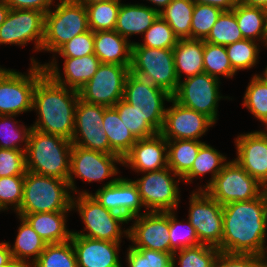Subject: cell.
Instances as JSON below:
<instances>
[{
    "instance_id": "cell-33",
    "label": "cell",
    "mask_w": 267,
    "mask_h": 267,
    "mask_svg": "<svg viewBox=\"0 0 267 267\" xmlns=\"http://www.w3.org/2000/svg\"><path fill=\"white\" fill-rule=\"evenodd\" d=\"M204 143L199 140H167V166L183 178L190 171Z\"/></svg>"
},
{
    "instance_id": "cell-20",
    "label": "cell",
    "mask_w": 267,
    "mask_h": 267,
    "mask_svg": "<svg viewBox=\"0 0 267 267\" xmlns=\"http://www.w3.org/2000/svg\"><path fill=\"white\" fill-rule=\"evenodd\" d=\"M93 196L104 208L125 217L128 221L143 214L141 208L144 205L138 187L131 179L113 178Z\"/></svg>"
},
{
    "instance_id": "cell-3",
    "label": "cell",
    "mask_w": 267,
    "mask_h": 267,
    "mask_svg": "<svg viewBox=\"0 0 267 267\" xmlns=\"http://www.w3.org/2000/svg\"><path fill=\"white\" fill-rule=\"evenodd\" d=\"M72 142L31 128L25 152L26 171L68 181Z\"/></svg>"
},
{
    "instance_id": "cell-1",
    "label": "cell",
    "mask_w": 267,
    "mask_h": 267,
    "mask_svg": "<svg viewBox=\"0 0 267 267\" xmlns=\"http://www.w3.org/2000/svg\"><path fill=\"white\" fill-rule=\"evenodd\" d=\"M267 189L257 198L223 206L221 252L267 254ZM266 246V247H265Z\"/></svg>"
},
{
    "instance_id": "cell-32",
    "label": "cell",
    "mask_w": 267,
    "mask_h": 267,
    "mask_svg": "<svg viewBox=\"0 0 267 267\" xmlns=\"http://www.w3.org/2000/svg\"><path fill=\"white\" fill-rule=\"evenodd\" d=\"M207 143H204L194 160L190 171L182 178L184 183H191L195 178L211 173V178L204 187L200 186L198 190H204L222 170L227 163V157Z\"/></svg>"
},
{
    "instance_id": "cell-14",
    "label": "cell",
    "mask_w": 267,
    "mask_h": 267,
    "mask_svg": "<svg viewBox=\"0 0 267 267\" xmlns=\"http://www.w3.org/2000/svg\"><path fill=\"white\" fill-rule=\"evenodd\" d=\"M189 199L188 221L195 228L199 242L218 247L223 234V206L205 190H193Z\"/></svg>"
},
{
    "instance_id": "cell-43",
    "label": "cell",
    "mask_w": 267,
    "mask_h": 267,
    "mask_svg": "<svg viewBox=\"0 0 267 267\" xmlns=\"http://www.w3.org/2000/svg\"><path fill=\"white\" fill-rule=\"evenodd\" d=\"M143 38L144 43L133 42L132 46L173 49L179 41L169 24L160 16L146 30Z\"/></svg>"
},
{
    "instance_id": "cell-29",
    "label": "cell",
    "mask_w": 267,
    "mask_h": 267,
    "mask_svg": "<svg viewBox=\"0 0 267 267\" xmlns=\"http://www.w3.org/2000/svg\"><path fill=\"white\" fill-rule=\"evenodd\" d=\"M20 226L13 247L8 242L12 258L30 267L44 251L47 243L32 228L29 222L19 216ZM31 258V259H30Z\"/></svg>"
},
{
    "instance_id": "cell-47",
    "label": "cell",
    "mask_w": 267,
    "mask_h": 267,
    "mask_svg": "<svg viewBox=\"0 0 267 267\" xmlns=\"http://www.w3.org/2000/svg\"><path fill=\"white\" fill-rule=\"evenodd\" d=\"M126 253L127 267H172V255L161 251L129 246Z\"/></svg>"
},
{
    "instance_id": "cell-12",
    "label": "cell",
    "mask_w": 267,
    "mask_h": 267,
    "mask_svg": "<svg viewBox=\"0 0 267 267\" xmlns=\"http://www.w3.org/2000/svg\"><path fill=\"white\" fill-rule=\"evenodd\" d=\"M122 165V158L117 154H107L100 151L86 149L72 145L70 154V174L68 184L72 194L90 193L80 191L75 185V178L86 182H102L105 179L118 175L117 164Z\"/></svg>"
},
{
    "instance_id": "cell-54",
    "label": "cell",
    "mask_w": 267,
    "mask_h": 267,
    "mask_svg": "<svg viewBox=\"0 0 267 267\" xmlns=\"http://www.w3.org/2000/svg\"><path fill=\"white\" fill-rule=\"evenodd\" d=\"M13 260L8 242L0 243V267L9 264Z\"/></svg>"
},
{
    "instance_id": "cell-26",
    "label": "cell",
    "mask_w": 267,
    "mask_h": 267,
    "mask_svg": "<svg viewBox=\"0 0 267 267\" xmlns=\"http://www.w3.org/2000/svg\"><path fill=\"white\" fill-rule=\"evenodd\" d=\"M158 16L155 7L121 3L115 31L127 40L135 34L143 35Z\"/></svg>"
},
{
    "instance_id": "cell-8",
    "label": "cell",
    "mask_w": 267,
    "mask_h": 267,
    "mask_svg": "<svg viewBox=\"0 0 267 267\" xmlns=\"http://www.w3.org/2000/svg\"><path fill=\"white\" fill-rule=\"evenodd\" d=\"M130 72L148 80L172 96L179 86L173 49L131 46Z\"/></svg>"
},
{
    "instance_id": "cell-11",
    "label": "cell",
    "mask_w": 267,
    "mask_h": 267,
    "mask_svg": "<svg viewBox=\"0 0 267 267\" xmlns=\"http://www.w3.org/2000/svg\"><path fill=\"white\" fill-rule=\"evenodd\" d=\"M144 174L133 182L138 187L146 212L177 210L181 196L177 184L182 178L177 176L169 167L159 171L145 172ZM176 177H178V180H175Z\"/></svg>"
},
{
    "instance_id": "cell-35",
    "label": "cell",
    "mask_w": 267,
    "mask_h": 267,
    "mask_svg": "<svg viewBox=\"0 0 267 267\" xmlns=\"http://www.w3.org/2000/svg\"><path fill=\"white\" fill-rule=\"evenodd\" d=\"M120 2L121 0H109L85 6L89 29L93 32L115 30Z\"/></svg>"
},
{
    "instance_id": "cell-41",
    "label": "cell",
    "mask_w": 267,
    "mask_h": 267,
    "mask_svg": "<svg viewBox=\"0 0 267 267\" xmlns=\"http://www.w3.org/2000/svg\"><path fill=\"white\" fill-rule=\"evenodd\" d=\"M204 72L220 79V75L227 79L237 73L228 58L225 46L204 42L203 54Z\"/></svg>"
},
{
    "instance_id": "cell-50",
    "label": "cell",
    "mask_w": 267,
    "mask_h": 267,
    "mask_svg": "<svg viewBox=\"0 0 267 267\" xmlns=\"http://www.w3.org/2000/svg\"><path fill=\"white\" fill-rule=\"evenodd\" d=\"M25 151L0 148V177L25 175Z\"/></svg>"
},
{
    "instance_id": "cell-51",
    "label": "cell",
    "mask_w": 267,
    "mask_h": 267,
    "mask_svg": "<svg viewBox=\"0 0 267 267\" xmlns=\"http://www.w3.org/2000/svg\"><path fill=\"white\" fill-rule=\"evenodd\" d=\"M262 257L254 254L219 252L213 267H260Z\"/></svg>"
},
{
    "instance_id": "cell-7",
    "label": "cell",
    "mask_w": 267,
    "mask_h": 267,
    "mask_svg": "<svg viewBox=\"0 0 267 267\" xmlns=\"http://www.w3.org/2000/svg\"><path fill=\"white\" fill-rule=\"evenodd\" d=\"M88 30L85 6L75 0H59L56 8L45 14L41 51L55 54L66 42Z\"/></svg>"
},
{
    "instance_id": "cell-49",
    "label": "cell",
    "mask_w": 267,
    "mask_h": 267,
    "mask_svg": "<svg viewBox=\"0 0 267 267\" xmlns=\"http://www.w3.org/2000/svg\"><path fill=\"white\" fill-rule=\"evenodd\" d=\"M56 53L63 58H76L94 54V32L89 29L82 34L76 35L62 45L54 55Z\"/></svg>"
},
{
    "instance_id": "cell-16",
    "label": "cell",
    "mask_w": 267,
    "mask_h": 267,
    "mask_svg": "<svg viewBox=\"0 0 267 267\" xmlns=\"http://www.w3.org/2000/svg\"><path fill=\"white\" fill-rule=\"evenodd\" d=\"M45 14L33 9H10L0 25V44L25 46L34 42V51H41L44 40Z\"/></svg>"
},
{
    "instance_id": "cell-55",
    "label": "cell",
    "mask_w": 267,
    "mask_h": 267,
    "mask_svg": "<svg viewBox=\"0 0 267 267\" xmlns=\"http://www.w3.org/2000/svg\"><path fill=\"white\" fill-rule=\"evenodd\" d=\"M9 11L10 8L6 2L4 0H0V25L5 21Z\"/></svg>"
},
{
    "instance_id": "cell-48",
    "label": "cell",
    "mask_w": 267,
    "mask_h": 267,
    "mask_svg": "<svg viewBox=\"0 0 267 267\" xmlns=\"http://www.w3.org/2000/svg\"><path fill=\"white\" fill-rule=\"evenodd\" d=\"M24 175L0 177V211H17L23 200ZM9 206V208H8Z\"/></svg>"
},
{
    "instance_id": "cell-23",
    "label": "cell",
    "mask_w": 267,
    "mask_h": 267,
    "mask_svg": "<svg viewBox=\"0 0 267 267\" xmlns=\"http://www.w3.org/2000/svg\"><path fill=\"white\" fill-rule=\"evenodd\" d=\"M43 64L45 73L57 84L79 91L96 73L101 62L95 54L76 58H64L62 78L57 59Z\"/></svg>"
},
{
    "instance_id": "cell-36",
    "label": "cell",
    "mask_w": 267,
    "mask_h": 267,
    "mask_svg": "<svg viewBox=\"0 0 267 267\" xmlns=\"http://www.w3.org/2000/svg\"><path fill=\"white\" fill-rule=\"evenodd\" d=\"M242 106L264 123L267 129V80L261 74H254L248 83Z\"/></svg>"
},
{
    "instance_id": "cell-40",
    "label": "cell",
    "mask_w": 267,
    "mask_h": 267,
    "mask_svg": "<svg viewBox=\"0 0 267 267\" xmlns=\"http://www.w3.org/2000/svg\"><path fill=\"white\" fill-rule=\"evenodd\" d=\"M243 39L236 16L231 10L220 14L204 42L227 46Z\"/></svg>"
},
{
    "instance_id": "cell-22",
    "label": "cell",
    "mask_w": 267,
    "mask_h": 267,
    "mask_svg": "<svg viewBox=\"0 0 267 267\" xmlns=\"http://www.w3.org/2000/svg\"><path fill=\"white\" fill-rule=\"evenodd\" d=\"M122 165L142 174L168 167L167 140L160 133L150 138L137 139L122 158Z\"/></svg>"
},
{
    "instance_id": "cell-13",
    "label": "cell",
    "mask_w": 267,
    "mask_h": 267,
    "mask_svg": "<svg viewBox=\"0 0 267 267\" xmlns=\"http://www.w3.org/2000/svg\"><path fill=\"white\" fill-rule=\"evenodd\" d=\"M220 83V79L202 72L179 81L172 98L186 108L205 114L216 123L218 102L223 98L219 91Z\"/></svg>"
},
{
    "instance_id": "cell-30",
    "label": "cell",
    "mask_w": 267,
    "mask_h": 267,
    "mask_svg": "<svg viewBox=\"0 0 267 267\" xmlns=\"http://www.w3.org/2000/svg\"><path fill=\"white\" fill-rule=\"evenodd\" d=\"M244 39L261 42L267 47V20L265 8L239 3L233 10Z\"/></svg>"
},
{
    "instance_id": "cell-56",
    "label": "cell",
    "mask_w": 267,
    "mask_h": 267,
    "mask_svg": "<svg viewBox=\"0 0 267 267\" xmlns=\"http://www.w3.org/2000/svg\"><path fill=\"white\" fill-rule=\"evenodd\" d=\"M240 2L249 6L267 8V0H240Z\"/></svg>"
},
{
    "instance_id": "cell-18",
    "label": "cell",
    "mask_w": 267,
    "mask_h": 267,
    "mask_svg": "<svg viewBox=\"0 0 267 267\" xmlns=\"http://www.w3.org/2000/svg\"><path fill=\"white\" fill-rule=\"evenodd\" d=\"M167 107L160 134L166 140H199L215 123L205 114L186 108L173 98Z\"/></svg>"
},
{
    "instance_id": "cell-28",
    "label": "cell",
    "mask_w": 267,
    "mask_h": 267,
    "mask_svg": "<svg viewBox=\"0 0 267 267\" xmlns=\"http://www.w3.org/2000/svg\"><path fill=\"white\" fill-rule=\"evenodd\" d=\"M173 53L175 71L179 81L182 80V73L186 75L185 78H188L204 72V40L179 39L173 48Z\"/></svg>"
},
{
    "instance_id": "cell-46",
    "label": "cell",
    "mask_w": 267,
    "mask_h": 267,
    "mask_svg": "<svg viewBox=\"0 0 267 267\" xmlns=\"http://www.w3.org/2000/svg\"><path fill=\"white\" fill-rule=\"evenodd\" d=\"M222 12L223 10L215 6L194 4L191 22V39L204 40Z\"/></svg>"
},
{
    "instance_id": "cell-58",
    "label": "cell",
    "mask_w": 267,
    "mask_h": 267,
    "mask_svg": "<svg viewBox=\"0 0 267 267\" xmlns=\"http://www.w3.org/2000/svg\"><path fill=\"white\" fill-rule=\"evenodd\" d=\"M78 3H81L84 6L90 5L92 3H96V2H105V1H109V0H75Z\"/></svg>"
},
{
    "instance_id": "cell-21",
    "label": "cell",
    "mask_w": 267,
    "mask_h": 267,
    "mask_svg": "<svg viewBox=\"0 0 267 267\" xmlns=\"http://www.w3.org/2000/svg\"><path fill=\"white\" fill-rule=\"evenodd\" d=\"M235 139L234 160L267 189V129L240 134Z\"/></svg>"
},
{
    "instance_id": "cell-37",
    "label": "cell",
    "mask_w": 267,
    "mask_h": 267,
    "mask_svg": "<svg viewBox=\"0 0 267 267\" xmlns=\"http://www.w3.org/2000/svg\"><path fill=\"white\" fill-rule=\"evenodd\" d=\"M30 267H77V258L71 240L47 244Z\"/></svg>"
},
{
    "instance_id": "cell-57",
    "label": "cell",
    "mask_w": 267,
    "mask_h": 267,
    "mask_svg": "<svg viewBox=\"0 0 267 267\" xmlns=\"http://www.w3.org/2000/svg\"><path fill=\"white\" fill-rule=\"evenodd\" d=\"M150 3L155 4V9L158 11V13L161 12V10H163L164 8H166L168 6V4L172 1V0H148ZM162 8V9H161Z\"/></svg>"
},
{
    "instance_id": "cell-53",
    "label": "cell",
    "mask_w": 267,
    "mask_h": 267,
    "mask_svg": "<svg viewBox=\"0 0 267 267\" xmlns=\"http://www.w3.org/2000/svg\"><path fill=\"white\" fill-rule=\"evenodd\" d=\"M195 4H207L220 8L223 11L233 10L240 0H192Z\"/></svg>"
},
{
    "instance_id": "cell-42",
    "label": "cell",
    "mask_w": 267,
    "mask_h": 267,
    "mask_svg": "<svg viewBox=\"0 0 267 267\" xmlns=\"http://www.w3.org/2000/svg\"><path fill=\"white\" fill-rule=\"evenodd\" d=\"M259 43L249 39H243L225 46L228 58L233 69L249 70L258 62L260 52Z\"/></svg>"
},
{
    "instance_id": "cell-24",
    "label": "cell",
    "mask_w": 267,
    "mask_h": 267,
    "mask_svg": "<svg viewBox=\"0 0 267 267\" xmlns=\"http://www.w3.org/2000/svg\"><path fill=\"white\" fill-rule=\"evenodd\" d=\"M77 258V267H123L119 259L121 242L96 240L71 235Z\"/></svg>"
},
{
    "instance_id": "cell-19",
    "label": "cell",
    "mask_w": 267,
    "mask_h": 267,
    "mask_svg": "<svg viewBox=\"0 0 267 267\" xmlns=\"http://www.w3.org/2000/svg\"><path fill=\"white\" fill-rule=\"evenodd\" d=\"M128 239L134 248H146L170 253L169 212H144L133 217Z\"/></svg>"
},
{
    "instance_id": "cell-59",
    "label": "cell",
    "mask_w": 267,
    "mask_h": 267,
    "mask_svg": "<svg viewBox=\"0 0 267 267\" xmlns=\"http://www.w3.org/2000/svg\"><path fill=\"white\" fill-rule=\"evenodd\" d=\"M1 267H26L23 263L18 262L16 260H12L9 264L5 265V266H1Z\"/></svg>"
},
{
    "instance_id": "cell-6",
    "label": "cell",
    "mask_w": 267,
    "mask_h": 267,
    "mask_svg": "<svg viewBox=\"0 0 267 267\" xmlns=\"http://www.w3.org/2000/svg\"><path fill=\"white\" fill-rule=\"evenodd\" d=\"M28 74L0 67V115L32 111L33 93L37 82L46 74L43 64L31 57Z\"/></svg>"
},
{
    "instance_id": "cell-9",
    "label": "cell",
    "mask_w": 267,
    "mask_h": 267,
    "mask_svg": "<svg viewBox=\"0 0 267 267\" xmlns=\"http://www.w3.org/2000/svg\"><path fill=\"white\" fill-rule=\"evenodd\" d=\"M222 206L259 197L266 188L251 177L234 159L228 161L204 189Z\"/></svg>"
},
{
    "instance_id": "cell-4",
    "label": "cell",
    "mask_w": 267,
    "mask_h": 267,
    "mask_svg": "<svg viewBox=\"0 0 267 267\" xmlns=\"http://www.w3.org/2000/svg\"><path fill=\"white\" fill-rule=\"evenodd\" d=\"M68 181L26 171L23 200L16 211L25 214L72 211V197Z\"/></svg>"
},
{
    "instance_id": "cell-61",
    "label": "cell",
    "mask_w": 267,
    "mask_h": 267,
    "mask_svg": "<svg viewBox=\"0 0 267 267\" xmlns=\"http://www.w3.org/2000/svg\"><path fill=\"white\" fill-rule=\"evenodd\" d=\"M261 75L267 80V66Z\"/></svg>"
},
{
    "instance_id": "cell-27",
    "label": "cell",
    "mask_w": 267,
    "mask_h": 267,
    "mask_svg": "<svg viewBox=\"0 0 267 267\" xmlns=\"http://www.w3.org/2000/svg\"><path fill=\"white\" fill-rule=\"evenodd\" d=\"M67 213L69 211L31 213L23 217L47 244H55L71 239L72 231L66 225Z\"/></svg>"
},
{
    "instance_id": "cell-15",
    "label": "cell",
    "mask_w": 267,
    "mask_h": 267,
    "mask_svg": "<svg viewBox=\"0 0 267 267\" xmlns=\"http://www.w3.org/2000/svg\"><path fill=\"white\" fill-rule=\"evenodd\" d=\"M130 66L101 63L93 77L78 91L87 103L114 107L124 95V85Z\"/></svg>"
},
{
    "instance_id": "cell-34",
    "label": "cell",
    "mask_w": 267,
    "mask_h": 267,
    "mask_svg": "<svg viewBox=\"0 0 267 267\" xmlns=\"http://www.w3.org/2000/svg\"><path fill=\"white\" fill-rule=\"evenodd\" d=\"M194 4L192 0H172L159 13V16L169 24L179 39H191Z\"/></svg>"
},
{
    "instance_id": "cell-17",
    "label": "cell",
    "mask_w": 267,
    "mask_h": 267,
    "mask_svg": "<svg viewBox=\"0 0 267 267\" xmlns=\"http://www.w3.org/2000/svg\"><path fill=\"white\" fill-rule=\"evenodd\" d=\"M107 107L87 103L79 98L75 109L72 145L110 154V145L104 126V110Z\"/></svg>"
},
{
    "instance_id": "cell-52",
    "label": "cell",
    "mask_w": 267,
    "mask_h": 267,
    "mask_svg": "<svg viewBox=\"0 0 267 267\" xmlns=\"http://www.w3.org/2000/svg\"><path fill=\"white\" fill-rule=\"evenodd\" d=\"M10 9H33L46 14L54 0H4Z\"/></svg>"
},
{
    "instance_id": "cell-44",
    "label": "cell",
    "mask_w": 267,
    "mask_h": 267,
    "mask_svg": "<svg viewBox=\"0 0 267 267\" xmlns=\"http://www.w3.org/2000/svg\"><path fill=\"white\" fill-rule=\"evenodd\" d=\"M114 108L118 111L119 117L126 128L136 139L150 138L158 134V132L143 119L138 111L124 99H121Z\"/></svg>"
},
{
    "instance_id": "cell-45",
    "label": "cell",
    "mask_w": 267,
    "mask_h": 267,
    "mask_svg": "<svg viewBox=\"0 0 267 267\" xmlns=\"http://www.w3.org/2000/svg\"><path fill=\"white\" fill-rule=\"evenodd\" d=\"M175 211L169 212V237H170V254L182 250L183 248L200 245L195 228L187 220L186 225L178 221ZM184 226V227H183Z\"/></svg>"
},
{
    "instance_id": "cell-39",
    "label": "cell",
    "mask_w": 267,
    "mask_h": 267,
    "mask_svg": "<svg viewBox=\"0 0 267 267\" xmlns=\"http://www.w3.org/2000/svg\"><path fill=\"white\" fill-rule=\"evenodd\" d=\"M14 115H0V148L23 150L26 152L28 137L31 126H23L17 120H14ZM20 143L25 145L21 146Z\"/></svg>"
},
{
    "instance_id": "cell-25",
    "label": "cell",
    "mask_w": 267,
    "mask_h": 267,
    "mask_svg": "<svg viewBox=\"0 0 267 267\" xmlns=\"http://www.w3.org/2000/svg\"><path fill=\"white\" fill-rule=\"evenodd\" d=\"M132 43L115 30L94 32V54L101 63L130 66Z\"/></svg>"
},
{
    "instance_id": "cell-38",
    "label": "cell",
    "mask_w": 267,
    "mask_h": 267,
    "mask_svg": "<svg viewBox=\"0 0 267 267\" xmlns=\"http://www.w3.org/2000/svg\"><path fill=\"white\" fill-rule=\"evenodd\" d=\"M219 252L218 247L207 244L183 248L172 254V267H176L177 260L180 267H213Z\"/></svg>"
},
{
    "instance_id": "cell-31",
    "label": "cell",
    "mask_w": 267,
    "mask_h": 267,
    "mask_svg": "<svg viewBox=\"0 0 267 267\" xmlns=\"http://www.w3.org/2000/svg\"><path fill=\"white\" fill-rule=\"evenodd\" d=\"M103 130L110 145V154H117L123 158L136 143L137 139L126 128L114 107L104 110Z\"/></svg>"
},
{
    "instance_id": "cell-60",
    "label": "cell",
    "mask_w": 267,
    "mask_h": 267,
    "mask_svg": "<svg viewBox=\"0 0 267 267\" xmlns=\"http://www.w3.org/2000/svg\"><path fill=\"white\" fill-rule=\"evenodd\" d=\"M260 267H267V255H264L262 257V262H261Z\"/></svg>"
},
{
    "instance_id": "cell-10",
    "label": "cell",
    "mask_w": 267,
    "mask_h": 267,
    "mask_svg": "<svg viewBox=\"0 0 267 267\" xmlns=\"http://www.w3.org/2000/svg\"><path fill=\"white\" fill-rule=\"evenodd\" d=\"M123 99L160 133L167 109L164 101L170 103L171 94L130 72L125 80Z\"/></svg>"
},
{
    "instance_id": "cell-5",
    "label": "cell",
    "mask_w": 267,
    "mask_h": 267,
    "mask_svg": "<svg viewBox=\"0 0 267 267\" xmlns=\"http://www.w3.org/2000/svg\"><path fill=\"white\" fill-rule=\"evenodd\" d=\"M72 197V210H76L84 223L83 231H72V234L84 236L96 240L121 242V238H128V228L122 230V224H128V220L110 210L104 208L92 193H81ZM124 235V236H122Z\"/></svg>"
},
{
    "instance_id": "cell-2",
    "label": "cell",
    "mask_w": 267,
    "mask_h": 267,
    "mask_svg": "<svg viewBox=\"0 0 267 267\" xmlns=\"http://www.w3.org/2000/svg\"><path fill=\"white\" fill-rule=\"evenodd\" d=\"M78 100V91L55 83L45 74L34 89L32 110L38 118L31 127L71 141Z\"/></svg>"
}]
</instances>
